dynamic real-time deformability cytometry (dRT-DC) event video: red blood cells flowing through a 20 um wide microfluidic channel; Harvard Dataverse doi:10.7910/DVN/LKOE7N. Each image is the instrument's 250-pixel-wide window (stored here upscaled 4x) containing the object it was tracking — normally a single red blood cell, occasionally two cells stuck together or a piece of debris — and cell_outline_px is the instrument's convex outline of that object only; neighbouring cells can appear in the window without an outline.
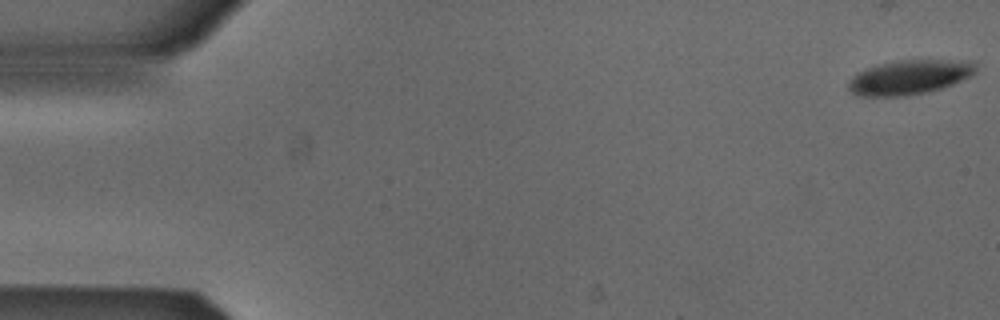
{"species": "Egyptian fruit bat (a non-hibernating species)", "species_latin": "Rousettus aegyptiacus", "temperature_condition": "cold", "stored_images_in_passage": 4, "camera_frame_rate_fps": 3000, "um_per_image_px": 0.085, "animal": {"sex": "male"}, "frame": {"image": 1, "passage_image": 1, "time_ms": 0.0, "image_size_px": [1000, 320], "cell_outline_px": [[976, 72], [952, 84], [940, 88], [924, 92], [904, 96], [856, 96], [848, 88], [848, 84], [852, 76], [868, 68], [880, 64], [900, 60], [972, 60], [976, 64]], "centroid_in_image_um": [77.3, 6.55], "position_along_channel_um": 7.7, "area_um2": 25.26}}
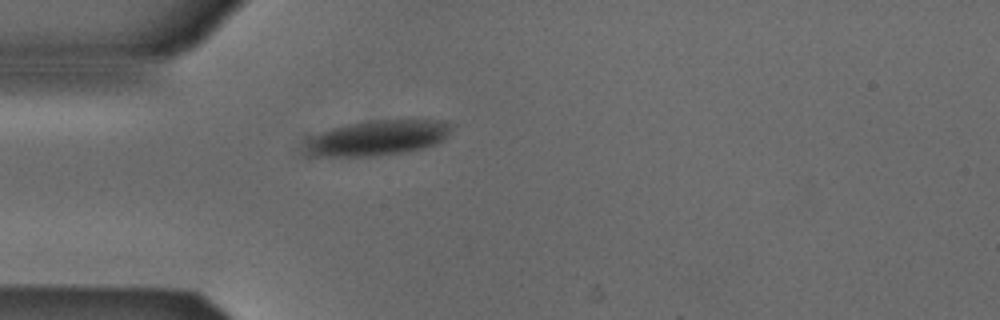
{"frame": {"image": 2, "passage_image": 4, "time_ms": 1.0, "image_size_px": [1000, 320], "cell_outline_px": [[452, 128], [448, 136], [444, 140], [436, 144], [424, 148], [400, 152], [372, 156], [312, 156], [312, 140], [320, 132], [332, 128], [348, 124], [368, 120], [448, 120], [452, 124]], "centroid_in_image_um": [32.29, 11.69], "position_along_channel_um": 52.7, "area_um2": 29.25}}